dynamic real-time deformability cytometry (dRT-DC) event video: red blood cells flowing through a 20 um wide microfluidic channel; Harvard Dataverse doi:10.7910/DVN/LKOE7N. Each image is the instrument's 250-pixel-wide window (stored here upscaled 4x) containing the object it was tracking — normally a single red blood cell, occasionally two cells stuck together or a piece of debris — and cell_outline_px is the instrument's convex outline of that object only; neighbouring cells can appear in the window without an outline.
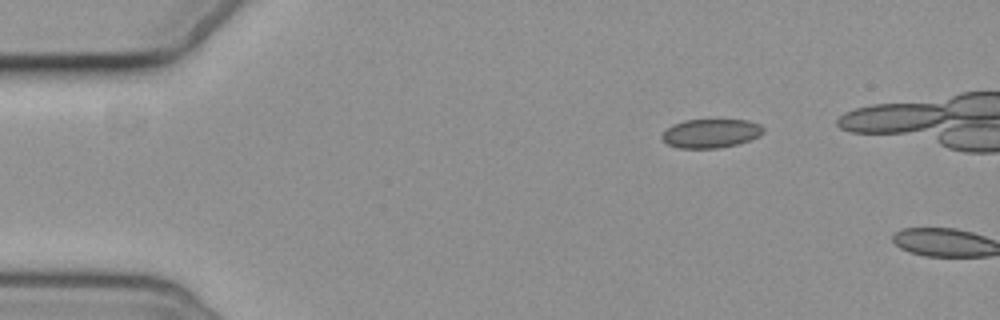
{"species": "common noctule bat (a hibernating species)", "species_latin": "Nyctalus noctula", "temperature_condition": "cold", "stored_images_in_passage": 2, "camera_frame_rate_fps": 3000, "um_per_image_px": 0.085, "animal": {"sex": "female", "body_mass_g": 19.3, "forearm_length_mm": 54.1}, "frame": {"image": 1, "passage_image": 1, "time_ms": 0.0, "image_size_px": [1000, 320], "cell_outline_px": [[764, 132], [760, 136], [736, 144], [716, 148], [676, 148], [668, 144], [660, 136], [672, 124], [684, 120], [748, 120], [760, 124], [764, 128]], "centroid_in_image_um": [60.42, 11.33], "position_along_channel_um": 24.6, "area_um2": 16.99}}